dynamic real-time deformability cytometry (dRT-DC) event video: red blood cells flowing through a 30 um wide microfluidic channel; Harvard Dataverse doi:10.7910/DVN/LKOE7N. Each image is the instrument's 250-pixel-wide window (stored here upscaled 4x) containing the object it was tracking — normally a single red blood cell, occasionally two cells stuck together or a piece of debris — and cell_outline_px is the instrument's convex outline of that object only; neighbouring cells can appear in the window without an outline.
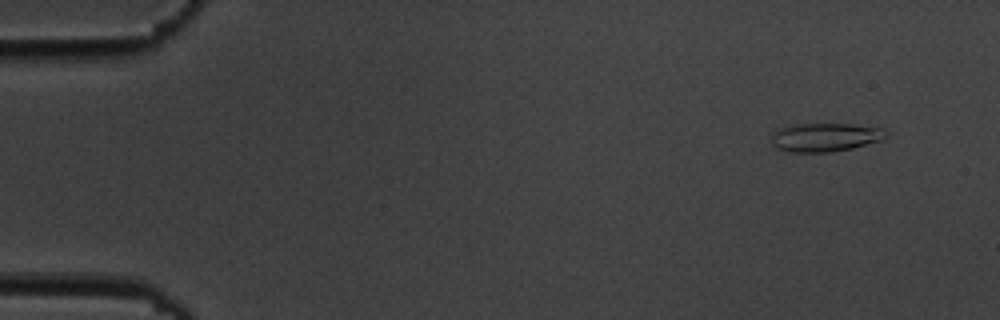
{"species": "common noctule bat (a hibernating species)", "species_latin": "Nyctalus noctula", "temperature_condition": "cold", "stored_images_in_passage": 6, "camera_frame_rate_fps": 3000, "um_per_image_px": 0.085, "animal": {"sex": "male", "body_mass_g": 19.5, "forearm_length_mm": 54.6}, "frame": {"image": 1, "passage_image": 2, "time_ms": 1.333, "image_size_px": [1000, 320], "cell_outline_px": [[888, 136], [880, 140], [852, 148], [832, 152], [792, 152], [776, 148], [772, 144], [768, 136], [780, 128], [796, 124], [852, 124], [880, 128]], "centroid_in_image_um": [70.06, 11.67], "position_along_channel_um": 14.9, "area_um2": 19.02}}
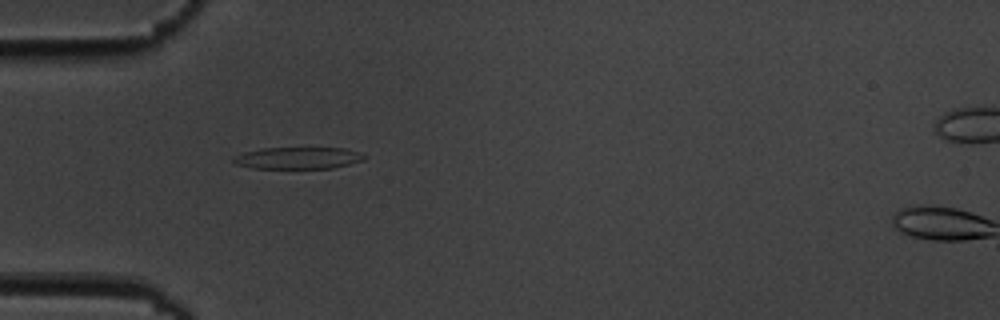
{"frame": {"image": 2, "passage_image": 5, "time_ms": 5.667, "image_size_px": [1000, 320], "cell_outline_px": [[368, 156], [364, 160], [332, 168], [252, 168], [236, 164], [232, 160], [232, 156], [244, 152], [264, 148], [344, 148]], "centroid_in_image_um": [25.3, 13.43], "position_along_channel_um": 59.7, "area_um2": 16.53}}